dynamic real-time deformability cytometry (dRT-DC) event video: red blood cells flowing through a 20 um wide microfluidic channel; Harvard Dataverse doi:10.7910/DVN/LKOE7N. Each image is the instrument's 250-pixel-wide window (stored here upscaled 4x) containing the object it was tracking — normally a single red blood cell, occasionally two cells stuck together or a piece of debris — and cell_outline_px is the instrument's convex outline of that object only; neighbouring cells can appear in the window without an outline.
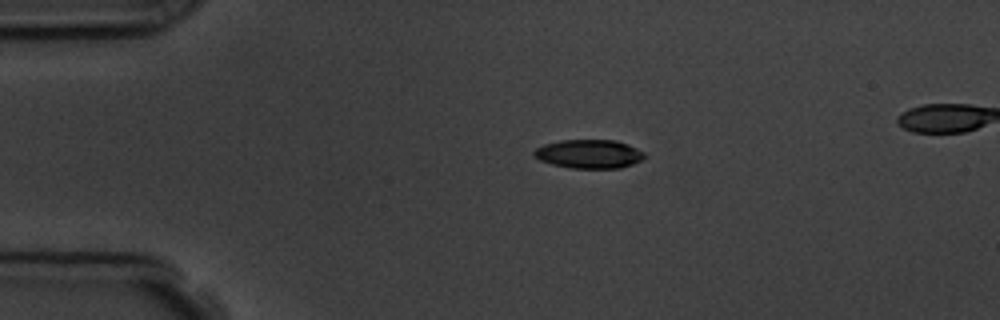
{"species": "common noctule bat (a hibernating species)", "species_latin": "Nyctalus noctula", "temperature_condition": "room temperature", "stored_images_in_passage": 3, "segment_of_instrument_passage": [1, 2], "camera_frame_rate_fps": 3000, "um_per_image_px": 0.085, "animal": {"sex": "male", "body_mass_g": 19.5, "forearm_length_mm": 54.6}, "frame": {"image": 1, "passage_image": 1, "time_ms": 0.0, "image_size_px": [1000, 320], "cell_outline_px": [[644, 156], [640, 160], [632, 164], [620, 168], [572, 168], [552, 164], [540, 160], [532, 156], [532, 152], [536, 148], [544, 144], [560, 140], [616, 140], [628, 144], [644, 152]], "centroid_in_image_um": [50.03, 13.08], "position_along_channel_um": 35.0, "area_um2": 18.5}}